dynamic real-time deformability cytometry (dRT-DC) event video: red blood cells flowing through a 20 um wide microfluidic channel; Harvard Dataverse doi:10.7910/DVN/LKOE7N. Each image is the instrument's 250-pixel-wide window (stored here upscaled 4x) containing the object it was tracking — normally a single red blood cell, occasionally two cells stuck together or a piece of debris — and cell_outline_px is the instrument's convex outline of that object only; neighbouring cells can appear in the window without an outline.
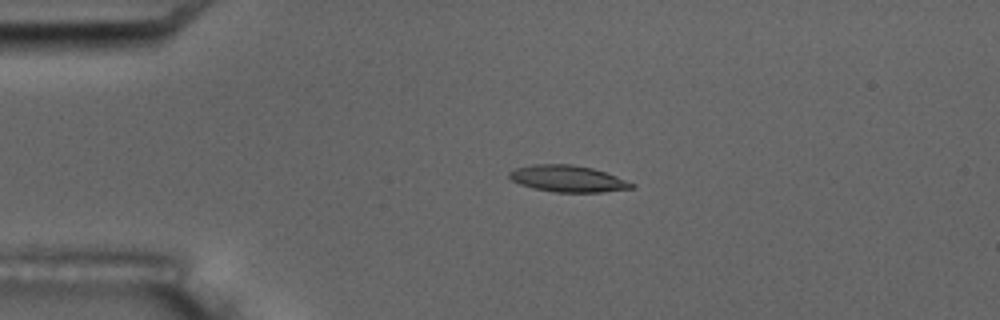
{"species": "common noctule bat (a hibernating species)", "species_latin": "Nyctalus noctula", "temperature_condition": "room temperature", "stored_images_in_passage": 4, "camera_frame_rate_fps": 3000, "um_per_image_px": 0.085, "animal": {"sex": "male", "body_mass_g": 17.5, "forearm_length_mm": 52.3}, "frame": {"image": 1, "passage_image": 3, "time_ms": 2.333, "image_size_px": [1000, 320], "cell_outline_px": [[636, 184], [632, 188], [600, 192], [556, 192], [532, 188], [520, 184], [512, 180], [508, 176], [508, 172], [516, 168], [532, 164], [572, 164], [592, 168], [616, 176]], "centroid_in_image_um": [48.23, 15.18], "position_along_channel_um": 36.8, "area_um2": 18.84}}